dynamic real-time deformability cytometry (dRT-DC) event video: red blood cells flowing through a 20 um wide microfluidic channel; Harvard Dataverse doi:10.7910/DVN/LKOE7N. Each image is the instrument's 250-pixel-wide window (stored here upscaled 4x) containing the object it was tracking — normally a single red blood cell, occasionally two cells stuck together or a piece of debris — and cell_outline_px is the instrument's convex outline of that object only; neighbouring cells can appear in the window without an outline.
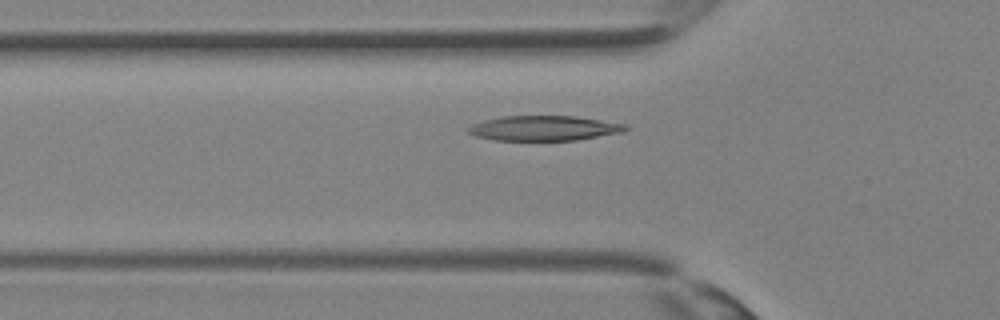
{"species": "Egyptian fruit bat (a non-hibernating species)", "species_latin": "Rousettus aegyptiacus", "temperature_condition": "room temperature", "stored_images_in_passage": 31, "camera_frame_rate_fps": 3000, "um_per_image_px": 0.085, "animal": {"sex": "female"}, "frame": {"image": 1, "passage_image": 9, "time_ms": 2.667, "image_size_px": [1000, 320], "cell_outline_px": [[628, 128], [624, 132], [576, 140], [496, 140], [476, 136], [468, 132], [464, 128], [472, 124], [484, 120], [500, 116], [576, 116], [628, 124]], "centroid_in_image_um": [46.24, 10.89], "position_along_channel_um": 79.6, "area_um2": 23.0}}
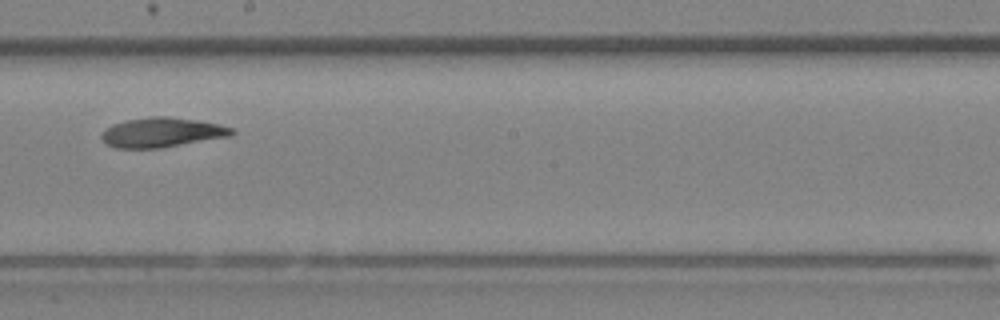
{"frame": {"image": 2, "passage_image": 17, "time_ms": 5.333, "image_size_px": [1000, 320], "cell_outline_px": [[236, 132], [232, 136], [160, 148], [116, 148], [104, 144], [100, 136], [104, 128], [112, 124], [128, 120], [148, 116], [168, 116], [196, 120], [220, 124], [236, 128]], "centroid_in_image_um": [13.77, 11.25], "position_along_channel_um": 234.4, "area_um2": 22.89}}
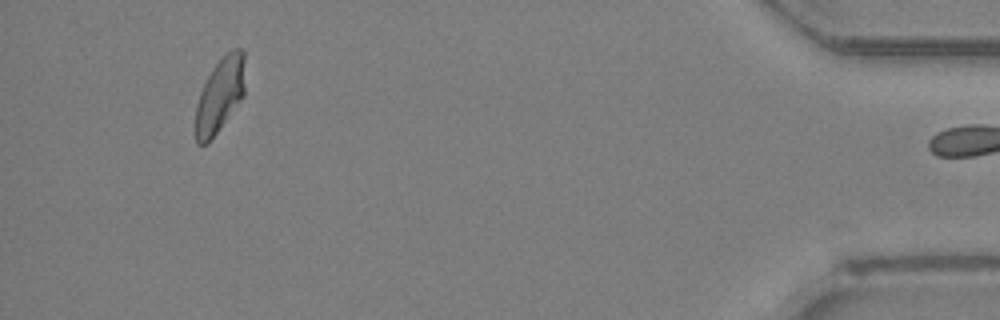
{"frame": {"image": 3, "passage_image": 30, "time_ms": 9.667, "image_size_px": [1000, 320], "cell_outline_px": [[244, 96], [216, 132], [204, 144], [196, 144], [196, 104], [200, 92], [212, 68], [232, 48], [240, 48], [244, 52]], "centroid_in_image_um": [18.7, 8.04], "position_along_channel_um": 416.5, "area_um2": 20.98}}